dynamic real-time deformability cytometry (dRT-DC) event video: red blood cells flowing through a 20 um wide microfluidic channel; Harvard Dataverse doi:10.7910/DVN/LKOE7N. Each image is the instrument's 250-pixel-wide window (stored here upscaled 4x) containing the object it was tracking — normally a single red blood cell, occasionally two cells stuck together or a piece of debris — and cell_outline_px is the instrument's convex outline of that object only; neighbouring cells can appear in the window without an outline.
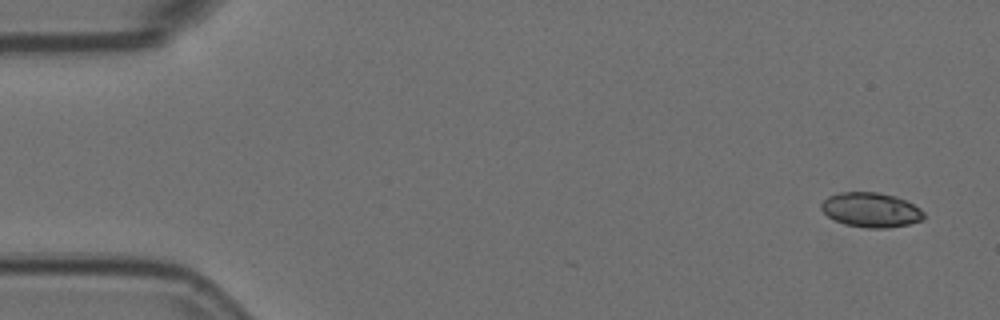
{"species": "Egyptian fruit bat (a non-hibernating species)", "species_latin": "Rousettus aegyptiacus", "temperature_condition": "room temperature", "stored_images_in_passage": 4, "camera_frame_rate_fps": 3000, "um_per_image_px": 0.085, "animal": {"sex": "female"}, "frame": {"image": 1, "passage_image": 1, "time_ms": 0.0, "image_size_px": [1000, 320], "cell_outline_px": [[924, 220], [908, 224], [884, 228], [868, 228], [844, 224], [828, 216], [820, 208], [820, 204], [828, 196], [840, 192], [880, 192], [896, 196], [920, 208], [924, 212]], "centroid_in_image_um": [74.03, 17.83], "position_along_channel_um": 11.0, "area_um2": 20.69}}